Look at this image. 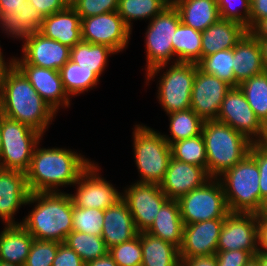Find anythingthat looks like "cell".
<instances>
[{
    "mask_svg": "<svg viewBox=\"0 0 267 266\" xmlns=\"http://www.w3.org/2000/svg\"><path fill=\"white\" fill-rule=\"evenodd\" d=\"M61 80L68 96H77L99 84L98 78L91 70L84 69L72 60H68L59 70Z\"/></svg>",
    "mask_w": 267,
    "mask_h": 266,
    "instance_id": "obj_33",
    "label": "cell"
},
{
    "mask_svg": "<svg viewBox=\"0 0 267 266\" xmlns=\"http://www.w3.org/2000/svg\"><path fill=\"white\" fill-rule=\"evenodd\" d=\"M216 121L231 126L253 143L261 141L265 130L239 87H231L226 93Z\"/></svg>",
    "mask_w": 267,
    "mask_h": 266,
    "instance_id": "obj_13",
    "label": "cell"
},
{
    "mask_svg": "<svg viewBox=\"0 0 267 266\" xmlns=\"http://www.w3.org/2000/svg\"><path fill=\"white\" fill-rule=\"evenodd\" d=\"M30 191L26 173L18 170L0 169V219L5 225H21L14 215L26 205Z\"/></svg>",
    "mask_w": 267,
    "mask_h": 266,
    "instance_id": "obj_21",
    "label": "cell"
},
{
    "mask_svg": "<svg viewBox=\"0 0 267 266\" xmlns=\"http://www.w3.org/2000/svg\"><path fill=\"white\" fill-rule=\"evenodd\" d=\"M201 43V32L181 23L172 41L174 63H197L201 59Z\"/></svg>",
    "mask_w": 267,
    "mask_h": 266,
    "instance_id": "obj_31",
    "label": "cell"
},
{
    "mask_svg": "<svg viewBox=\"0 0 267 266\" xmlns=\"http://www.w3.org/2000/svg\"><path fill=\"white\" fill-rule=\"evenodd\" d=\"M171 151L174 159L204 167L207 170V155L202 134L174 142L171 145Z\"/></svg>",
    "mask_w": 267,
    "mask_h": 266,
    "instance_id": "obj_38",
    "label": "cell"
},
{
    "mask_svg": "<svg viewBox=\"0 0 267 266\" xmlns=\"http://www.w3.org/2000/svg\"><path fill=\"white\" fill-rule=\"evenodd\" d=\"M181 24L176 7L170 3L158 15L149 21L145 33L146 48V84L162 69H166L173 59L175 32ZM166 67V68H165Z\"/></svg>",
    "mask_w": 267,
    "mask_h": 266,
    "instance_id": "obj_6",
    "label": "cell"
},
{
    "mask_svg": "<svg viewBox=\"0 0 267 266\" xmlns=\"http://www.w3.org/2000/svg\"><path fill=\"white\" fill-rule=\"evenodd\" d=\"M116 52L103 44H91L81 41L70 50V60L84 69L91 70L98 78L105 71L108 57Z\"/></svg>",
    "mask_w": 267,
    "mask_h": 266,
    "instance_id": "obj_30",
    "label": "cell"
},
{
    "mask_svg": "<svg viewBox=\"0 0 267 266\" xmlns=\"http://www.w3.org/2000/svg\"><path fill=\"white\" fill-rule=\"evenodd\" d=\"M0 114L17 120L44 136L57 113L13 64L1 78Z\"/></svg>",
    "mask_w": 267,
    "mask_h": 266,
    "instance_id": "obj_2",
    "label": "cell"
},
{
    "mask_svg": "<svg viewBox=\"0 0 267 266\" xmlns=\"http://www.w3.org/2000/svg\"><path fill=\"white\" fill-rule=\"evenodd\" d=\"M256 39H258L261 48L263 65L265 69H267V38H256Z\"/></svg>",
    "mask_w": 267,
    "mask_h": 266,
    "instance_id": "obj_57",
    "label": "cell"
},
{
    "mask_svg": "<svg viewBox=\"0 0 267 266\" xmlns=\"http://www.w3.org/2000/svg\"><path fill=\"white\" fill-rule=\"evenodd\" d=\"M258 250L267 252V210L257 213Z\"/></svg>",
    "mask_w": 267,
    "mask_h": 266,
    "instance_id": "obj_50",
    "label": "cell"
},
{
    "mask_svg": "<svg viewBox=\"0 0 267 266\" xmlns=\"http://www.w3.org/2000/svg\"><path fill=\"white\" fill-rule=\"evenodd\" d=\"M265 71L261 48L249 31L236 43L233 48V72L235 74V87L252 76Z\"/></svg>",
    "mask_w": 267,
    "mask_h": 266,
    "instance_id": "obj_23",
    "label": "cell"
},
{
    "mask_svg": "<svg viewBox=\"0 0 267 266\" xmlns=\"http://www.w3.org/2000/svg\"><path fill=\"white\" fill-rule=\"evenodd\" d=\"M249 155L256 161L259 168V188L261 203L267 207V150L259 143H253Z\"/></svg>",
    "mask_w": 267,
    "mask_h": 266,
    "instance_id": "obj_45",
    "label": "cell"
},
{
    "mask_svg": "<svg viewBox=\"0 0 267 266\" xmlns=\"http://www.w3.org/2000/svg\"><path fill=\"white\" fill-rule=\"evenodd\" d=\"M72 250H74L86 264L108 253V249L101 236L90 235L78 231H71L65 240Z\"/></svg>",
    "mask_w": 267,
    "mask_h": 266,
    "instance_id": "obj_36",
    "label": "cell"
},
{
    "mask_svg": "<svg viewBox=\"0 0 267 266\" xmlns=\"http://www.w3.org/2000/svg\"><path fill=\"white\" fill-rule=\"evenodd\" d=\"M59 242L34 238L24 266H52Z\"/></svg>",
    "mask_w": 267,
    "mask_h": 266,
    "instance_id": "obj_41",
    "label": "cell"
},
{
    "mask_svg": "<svg viewBox=\"0 0 267 266\" xmlns=\"http://www.w3.org/2000/svg\"><path fill=\"white\" fill-rule=\"evenodd\" d=\"M262 18H267V0H251L249 30Z\"/></svg>",
    "mask_w": 267,
    "mask_h": 266,
    "instance_id": "obj_51",
    "label": "cell"
},
{
    "mask_svg": "<svg viewBox=\"0 0 267 266\" xmlns=\"http://www.w3.org/2000/svg\"><path fill=\"white\" fill-rule=\"evenodd\" d=\"M171 0H119L118 14L124 23L132 30L134 20H151L158 15Z\"/></svg>",
    "mask_w": 267,
    "mask_h": 266,
    "instance_id": "obj_34",
    "label": "cell"
},
{
    "mask_svg": "<svg viewBox=\"0 0 267 266\" xmlns=\"http://www.w3.org/2000/svg\"><path fill=\"white\" fill-rule=\"evenodd\" d=\"M119 0H79L74 10L81 19L118 10Z\"/></svg>",
    "mask_w": 267,
    "mask_h": 266,
    "instance_id": "obj_44",
    "label": "cell"
},
{
    "mask_svg": "<svg viewBox=\"0 0 267 266\" xmlns=\"http://www.w3.org/2000/svg\"><path fill=\"white\" fill-rule=\"evenodd\" d=\"M39 32L72 48L82 41L81 18L73 8L44 17Z\"/></svg>",
    "mask_w": 267,
    "mask_h": 266,
    "instance_id": "obj_24",
    "label": "cell"
},
{
    "mask_svg": "<svg viewBox=\"0 0 267 266\" xmlns=\"http://www.w3.org/2000/svg\"><path fill=\"white\" fill-rule=\"evenodd\" d=\"M0 266H20V265H16V264H11V263H6V262H1L0 261Z\"/></svg>",
    "mask_w": 267,
    "mask_h": 266,
    "instance_id": "obj_62",
    "label": "cell"
},
{
    "mask_svg": "<svg viewBox=\"0 0 267 266\" xmlns=\"http://www.w3.org/2000/svg\"><path fill=\"white\" fill-rule=\"evenodd\" d=\"M169 117L168 135L162 134L171 146L174 142L196 137L202 133L204 120L199 117L191 108L167 114Z\"/></svg>",
    "mask_w": 267,
    "mask_h": 266,
    "instance_id": "obj_32",
    "label": "cell"
},
{
    "mask_svg": "<svg viewBox=\"0 0 267 266\" xmlns=\"http://www.w3.org/2000/svg\"><path fill=\"white\" fill-rule=\"evenodd\" d=\"M248 32L243 24L226 19H219L201 32V58L225 49H232Z\"/></svg>",
    "mask_w": 267,
    "mask_h": 266,
    "instance_id": "obj_25",
    "label": "cell"
},
{
    "mask_svg": "<svg viewBox=\"0 0 267 266\" xmlns=\"http://www.w3.org/2000/svg\"><path fill=\"white\" fill-rule=\"evenodd\" d=\"M12 59L13 64L24 74L37 93L56 113L61 107L69 108L71 97L64 89L58 70L27 64L21 57H13Z\"/></svg>",
    "mask_w": 267,
    "mask_h": 266,
    "instance_id": "obj_16",
    "label": "cell"
},
{
    "mask_svg": "<svg viewBox=\"0 0 267 266\" xmlns=\"http://www.w3.org/2000/svg\"><path fill=\"white\" fill-rule=\"evenodd\" d=\"M231 213H260L266 210L261 203L259 168L248 154L218 177Z\"/></svg>",
    "mask_w": 267,
    "mask_h": 266,
    "instance_id": "obj_5",
    "label": "cell"
},
{
    "mask_svg": "<svg viewBox=\"0 0 267 266\" xmlns=\"http://www.w3.org/2000/svg\"><path fill=\"white\" fill-rule=\"evenodd\" d=\"M255 256L259 259L261 266H267V252L258 251Z\"/></svg>",
    "mask_w": 267,
    "mask_h": 266,
    "instance_id": "obj_58",
    "label": "cell"
},
{
    "mask_svg": "<svg viewBox=\"0 0 267 266\" xmlns=\"http://www.w3.org/2000/svg\"><path fill=\"white\" fill-rule=\"evenodd\" d=\"M184 223L177 200L168 199L158 211L152 226L146 231L152 236L175 245L182 244Z\"/></svg>",
    "mask_w": 267,
    "mask_h": 266,
    "instance_id": "obj_27",
    "label": "cell"
},
{
    "mask_svg": "<svg viewBox=\"0 0 267 266\" xmlns=\"http://www.w3.org/2000/svg\"><path fill=\"white\" fill-rule=\"evenodd\" d=\"M217 266H245L254 256L245 250L217 251Z\"/></svg>",
    "mask_w": 267,
    "mask_h": 266,
    "instance_id": "obj_46",
    "label": "cell"
},
{
    "mask_svg": "<svg viewBox=\"0 0 267 266\" xmlns=\"http://www.w3.org/2000/svg\"><path fill=\"white\" fill-rule=\"evenodd\" d=\"M33 241L22 225H5L0 232V261L24 266Z\"/></svg>",
    "mask_w": 267,
    "mask_h": 266,
    "instance_id": "obj_26",
    "label": "cell"
},
{
    "mask_svg": "<svg viewBox=\"0 0 267 266\" xmlns=\"http://www.w3.org/2000/svg\"><path fill=\"white\" fill-rule=\"evenodd\" d=\"M230 89L231 86L226 82L198 68L191 92V109L204 121L216 120L222 101Z\"/></svg>",
    "mask_w": 267,
    "mask_h": 266,
    "instance_id": "obj_17",
    "label": "cell"
},
{
    "mask_svg": "<svg viewBox=\"0 0 267 266\" xmlns=\"http://www.w3.org/2000/svg\"><path fill=\"white\" fill-rule=\"evenodd\" d=\"M20 14L21 22H27L36 32H39L44 17L36 10V8L27 0L24 8L17 12Z\"/></svg>",
    "mask_w": 267,
    "mask_h": 266,
    "instance_id": "obj_48",
    "label": "cell"
},
{
    "mask_svg": "<svg viewBox=\"0 0 267 266\" xmlns=\"http://www.w3.org/2000/svg\"><path fill=\"white\" fill-rule=\"evenodd\" d=\"M19 13L6 14L0 12V28L10 35L12 38L23 40V42L30 36H33L37 32L25 21L21 22L19 19Z\"/></svg>",
    "mask_w": 267,
    "mask_h": 266,
    "instance_id": "obj_43",
    "label": "cell"
},
{
    "mask_svg": "<svg viewBox=\"0 0 267 266\" xmlns=\"http://www.w3.org/2000/svg\"><path fill=\"white\" fill-rule=\"evenodd\" d=\"M1 150H2V140H1V128H0V153H1Z\"/></svg>",
    "mask_w": 267,
    "mask_h": 266,
    "instance_id": "obj_64",
    "label": "cell"
},
{
    "mask_svg": "<svg viewBox=\"0 0 267 266\" xmlns=\"http://www.w3.org/2000/svg\"><path fill=\"white\" fill-rule=\"evenodd\" d=\"M160 76L157 98L166 114L191 108V92L198 69L197 63L171 62Z\"/></svg>",
    "mask_w": 267,
    "mask_h": 266,
    "instance_id": "obj_10",
    "label": "cell"
},
{
    "mask_svg": "<svg viewBox=\"0 0 267 266\" xmlns=\"http://www.w3.org/2000/svg\"><path fill=\"white\" fill-rule=\"evenodd\" d=\"M181 266H217L216 255L195 256L192 258H180Z\"/></svg>",
    "mask_w": 267,
    "mask_h": 266,
    "instance_id": "obj_52",
    "label": "cell"
},
{
    "mask_svg": "<svg viewBox=\"0 0 267 266\" xmlns=\"http://www.w3.org/2000/svg\"><path fill=\"white\" fill-rule=\"evenodd\" d=\"M34 205L21 225L38 240L65 242L73 227V202L66 192L30 193L26 205Z\"/></svg>",
    "mask_w": 267,
    "mask_h": 266,
    "instance_id": "obj_3",
    "label": "cell"
},
{
    "mask_svg": "<svg viewBox=\"0 0 267 266\" xmlns=\"http://www.w3.org/2000/svg\"><path fill=\"white\" fill-rule=\"evenodd\" d=\"M1 78L2 76H0V113H1Z\"/></svg>",
    "mask_w": 267,
    "mask_h": 266,
    "instance_id": "obj_63",
    "label": "cell"
},
{
    "mask_svg": "<svg viewBox=\"0 0 267 266\" xmlns=\"http://www.w3.org/2000/svg\"><path fill=\"white\" fill-rule=\"evenodd\" d=\"M36 10L46 17L56 12H60L66 9L62 0H28Z\"/></svg>",
    "mask_w": 267,
    "mask_h": 266,
    "instance_id": "obj_49",
    "label": "cell"
},
{
    "mask_svg": "<svg viewBox=\"0 0 267 266\" xmlns=\"http://www.w3.org/2000/svg\"><path fill=\"white\" fill-rule=\"evenodd\" d=\"M2 150L0 169L26 172L35 146L43 135L29 126L0 114Z\"/></svg>",
    "mask_w": 267,
    "mask_h": 266,
    "instance_id": "obj_8",
    "label": "cell"
},
{
    "mask_svg": "<svg viewBox=\"0 0 267 266\" xmlns=\"http://www.w3.org/2000/svg\"><path fill=\"white\" fill-rule=\"evenodd\" d=\"M108 254L118 266H141L142 246L139 234L129 241L109 248Z\"/></svg>",
    "mask_w": 267,
    "mask_h": 266,
    "instance_id": "obj_40",
    "label": "cell"
},
{
    "mask_svg": "<svg viewBox=\"0 0 267 266\" xmlns=\"http://www.w3.org/2000/svg\"><path fill=\"white\" fill-rule=\"evenodd\" d=\"M27 0H0V12L10 14L20 12Z\"/></svg>",
    "mask_w": 267,
    "mask_h": 266,
    "instance_id": "obj_53",
    "label": "cell"
},
{
    "mask_svg": "<svg viewBox=\"0 0 267 266\" xmlns=\"http://www.w3.org/2000/svg\"><path fill=\"white\" fill-rule=\"evenodd\" d=\"M23 43L21 57L27 64L60 70L70 59L71 48L37 32Z\"/></svg>",
    "mask_w": 267,
    "mask_h": 266,
    "instance_id": "obj_20",
    "label": "cell"
},
{
    "mask_svg": "<svg viewBox=\"0 0 267 266\" xmlns=\"http://www.w3.org/2000/svg\"><path fill=\"white\" fill-rule=\"evenodd\" d=\"M259 144L267 150V129L264 130L263 137L261 141L259 142Z\"/></svg>",
    "mask_w": 267,
    "mask_h": 266,
    "instance_id": "obj_61",
    "label": "cell"
},
{
    "mask_svg": "<svg viewBox=\"0 0 267 266\" xmlns=\"http://www.w3.org/2000/svg\"><path fill=\"white\" fill-rule=\"evenodd\" d=\"M85 266H118V264L112 259V257L107 253L105 256L95 259L93 261L87 262Z\"/></svg>",
    "mask_w": 267,
    "mask_h": 266,
    "instance_id": "obj_55",
    "label": "cell"
},
{
    "mask_svg": "<svg viewBox=\"0 0 267 266\" xmlns=\"http://www.w3.org/2000/svg\"><path fill=\"white\" fill-rule=\"evenodd\" d=\"M211 177L204 167L170 159L164 179L159 184L168 199L178 200L193 189L202 187Z\"/></svg>",
    "mask_w": 267,
    "mask_h": 266,
    "instance_id": "obj_19",
    "label": "cell"
},
{
    "mask_svg": "<svg viewBox=\"0 0 267 266\" xmlns=\"http://www.w3.org/2000/svg\"><path fill=\"white\" fill-rule=\"evenodd\" d=\"M142 246L141 266H181L179 249L147 232L138 233Z\"/></svg>",
    "mask_w": 267,
    "mask_h": 266,
    "instance_id": "obj_29",
    "label": "cell"
},
{
    "mask_svg": "<svg viewBox=\"0 0 267 266\" xmlns=\"http://www.w3.org/2000/svg\"><path fill=\"white\" fill-rule=\"evenodd\" d=\"M207 155V173L218 178L243 160L250 152L251 142L227 124L205 120L202 127Z\"/></svg>",
    "mask_w": 267,
    "mask_h": 266,
    "instance_id": "obj_4",
    "label": "cell"
},
{
    "mask_svg": "<svg viewBox=\"0 0 267 266\" xmlns=\"http://www.w3.org/2000/svg\"><path fill=\"white\" fill-rule=\"evenodd\" d=\"M198 68L207 74H212L235 87V74L233 72V48L218 51L201 58L197 62Z\"/></svg>",
    "mask_w": 267,
    "mask_h": 266,
    "instance_id": "obj_37",
    "label": "cell"
},
{
    "mask_svg": "<svg viewBox=\"0 0 267 266\" xmlns=\"http://www.w3.org/2000/svg\"><path fill=\"white\" fill-rule=\"evenodd\" d=\"M245 250L254 256L258 250L257 214L229 213L222 225L217 251Z\"/></svg>",
    "mask_w": 267,
    "mask_h": 266,
    "instance_id": "obj_15",
    "label": "cell"
},
{
    "mask_svg": "<svg viewBox=\"0 0 267 266\" xmlns=\"http://www.w3.org/2000/svg\"><path fill=\"white\" fill-rule=\"evenodd\" d=\"M82 41L103 44L116 53L128 47L132 30L117 11L81 19Z\"/></svg>",
    "mask_w": 267,
    "mask_h": 266,
    "instance_id": "obj_12",
    "label": "cell"
},
{
    "mask_svg": "<svg viewBox=\"0 0 267 266\" xmlns=\"http://www.w3.org/2000/svg\"><path fill=\"white\" fill-rule=\"evenodd\" d=\"M79 0H62L66 8H74Z\"/></svg>",
    "mask_w": 267,
    "mask_h": 266,
    "instance_id": "obj_59",
    "label": "cell"
},
{
    "mask_svg": "<svg viewBox=\"0 0 267 266\" xmlns=\"http://www.w3.org/2000/svg\"><path fill=\"white\" fill-rule=\"evenodd\" d=\"M249 32L255 38H267V18H262L259 20Z\"/></svg>",
    "mask_w": 267,
    "mask_h": 266,
    "instance_id": "obj_54",
    "label": "cell"
},
{
    "mask_svg": "<svg viewBox=\"0 0 267 266\" xmlns=\"http://www.w3.org/2000/svg\"><path fill=\"white\" fill-rule=\"evenodd\" d=\"M52 266H85V263L74 250L62 242L58 246Z\"/></svg>",
    "mask_w": 267,
    "mask_h": 266,
    "instance_id": "obj_47",
    "label": "cell"
},
{
    "mask_svg": "<svg viewBox=\"0 0 267 266\" xmlns=\"http://www.w3.org/2000/svg\"><path fill=\"white\" fill-rule=\"evenodd\" d=\"M177 201L184 225L225 218L230 213L218 178H211L202 187L193 189Z\"/></svg>",
    "mask_w": 267,
    "mask_h": 266,
    "instance_id": "obj_9",
    "label": "cell"
},
{
    "mask_svg": "<svg viewBox=\"0 0 267 266\" xmlns=\"http://www.w3.org/2000/svg\"><path fill=\"white\" fill-rule=\"evenodd\" d=\"M99 167L92 162L79 176L74 184L77 187L75 194L69 193L73 205L105 210L122 198V192L101 176Z\"/></svg>",
    "mask_w": 267,
    "mask_h": 266,
    "instance_id": "obj_11",
    "label": "cell"
},
{
    "mask_svg": "<svg viewBox=\"0 0 267 266\" xmlns=\"http://www.w3.org/2000/svg\"><path fill=\"white\" fill-rule=\"evenodd\" d=\"M138 233L132 214L122 198L104 210L101 237L107 249L131 240Z\"/></svg>",
    "mask_w": 267,
    "mask_h": 266,
    "instance_id": "obj_22",
    "label": "cell"
},
{
    "mask_svg": "<svg viewBox=\"0 0 267 266\" xmlns=\"http://www.w3.org/2000/svg\"><path fill=\"white\" fill-rule=\"evenodd\" d=\"M245 266H261L260 261L256 256H253L252 259Z\"/></svg>",
    "mask_w": 267,
    "mask_h": 266,
    "instance_id": "obj_60",
    "label": "cell"
},
{
    "mask_svg": "<svg viewBox=\"0 0 267 266\" xmlns=\"http://www.w3.org/2000/svg\"><path fill=\"white\" fill-rule=\"evenodd\" d=\"M260 122L267 126V74L252 76L238 85Z\"/></svg>",
    "mask_w": 267,
    "mask_h": 266,
    "instance_id": "obj_35",
    "label": "cell"
},
{
    "mask_svg": "<svg viewBox=\"0 0 267 266\" xmlns=\"http://www.w3.org/2000/svg\"><path fill=\"white\" fill-rule=\"evenodd\" d=\"M39 144L40 142L35 146L30 166L25 172L30 193L61 192V186L67 188L74 185L92 163L72 149H46L41 148Z\"/></svg>",
    "mask_w": 267,
    "mask_h": 266,
    "instance_id": "obj_1",
    "label": "cell"
},
{
    "mask_svg": "<svg viewBox=\"0 0 267 266\" xmlns=\"http://www.w3.org/2000/svg\"><path fill=\"white\" fill-rule=\"evenodd\" d=\"M138 232H146L153 224L161 206L168 200L158 184L132 183L122 192Z\"/></svg>",
    "mask_w": 267,
    "mask_h": 266,
    "instance_id": "obj_14",
    "label": "cell"
},
{
    "mask_svg": "<svg viewBox=\"0 0 267 266\" xmlns=\"http://www.w3.org/2000/svg\"><path fill=\"white\" fill-rule=\"evenodd\" d=\"M217 4L221 19L237 21L246 26L249 31L251 0H217ZM236 5H241V9Z\"/></svg>",
    "mask_w": 267,
    "mask_h": 266,
    "instance_id": "obj_42",
    "label": "cell"
},
{
    "mask_svg": "<svg viewBox=\"0 0 267 266\" xmlns=\"http://www.w3.org/2000/svg\"><path fill=\"white\" fill-rule=\"evenodd\" d=\"M104 210L73 205V231L95 236L102 235Z\"/></svg>",
    "mask_w": 267,
    "mask_h": 266,
    "instance_id": "obj_39",
    "label": "cell"
},
{
    "mask_svg": "<svg viewBox=\"0 0 267 266\" xmlns=\"http://www.w3.org/2000/svg\"><path fill=\"white\" fill-rule=\"evenodd\" d=\"M181 23L203 32L220 19L217 0H171Z\"/></svg>",
    "mask_w": 267,
    "mask_h": 266,
    "instance_id": "obj_28",
    "label": "cell"
},
{
    "mask_svg": "<svg viewBox=\"0 0 267 266\" xmlns=\"http://www.w3.org/2000/svg\"><path fill=\"white\" fill-rule=\"evenodd\" d=\"M132 133L137 182L159 185L172 158L171 146L159 131L143 124L135 125Z\"/></svg>",
    "mask_w": 267,
    "mask_h": 266,
    "instance_id": "obj_7",
    "label": "cell"
},
{
    "mask_svg": "<svg viewBox=\"0 0 267 266\" xmlns=\"http://www.w3.org/2000/svg\"><path fill=\"white\" fill-rule=\"evenodd\" d=\"M5 56L3 55L1 51V45H0V76H2L12 65H13V59L5 61Z\"/></svg>",
    "mask_w": 267,
    "mask_h": 266,
    "instance_id": "obj_56",
    "label": "cell"
},
{
    "mask_svg": "<svg viewBox=\"0 0 267 266\" xmlns=\"http://www.w3.org/2000/svg\"><path fill=\"white\" fill-rule=\"evenodd\" d=\"M225 218L200 221L184 225L180 258L215 255L220 231Z\"/></svg>",
    "mask_w": 267,
    "mask_h": 266,
    "instance_id": "obj_18",
    "label": "cell"
}]
</instances>
